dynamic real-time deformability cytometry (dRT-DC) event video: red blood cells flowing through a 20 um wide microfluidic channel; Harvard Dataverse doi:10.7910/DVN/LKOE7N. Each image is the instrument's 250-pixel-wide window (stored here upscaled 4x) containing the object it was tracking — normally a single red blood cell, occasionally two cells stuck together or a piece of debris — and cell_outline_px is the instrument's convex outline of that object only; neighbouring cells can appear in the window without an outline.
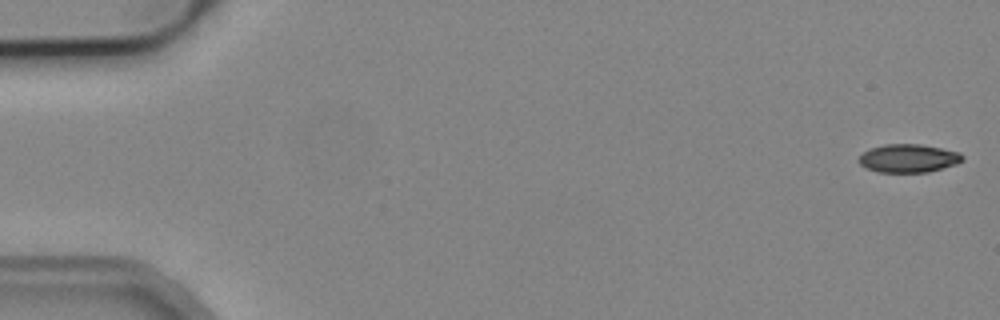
{"species": "common noctule bat (a hibernating species)", "species_latin": "Nyctalus noctula", "temperature_condition": "cold", "stored_images_in_passage": 6, "camera_frame_rate_fps": 3000, "um_per_image_px": 0.085, "animal": {"sex": "male", "body_mass_g": 19.2, "forearm_length_mm": 51.8}, "frame": {"image": 1, "passage_image": 1, "time_ms": 0.0, "image_size_px": [1000, 320], "cell_outline_px": [[964, 160], [956, 164], [928, 172], [876, 172], [864, 168], [856, 160], [868, 148], [884, 144], [920, 144], [960, 152], [964, 156]], "centroid_in_image_um": [77.18, 13.45], "position_along_channel_um": 7.8, "area_um2": 17.28}}
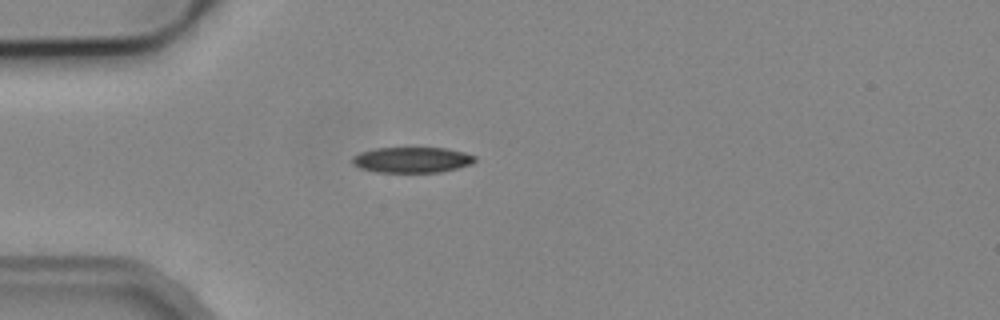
{"frame": {"image": 2, "passage_image": 5, "time_ms": 4.667, "image_size_px": [1000, 320], "cell_outline_px": [[476, 160], [472, 164], [440, 172], [376, 172], [360, 168], [352, 164], [352, 156], [360, 152], [376, 148], [448, 148], [464, 152], [476, 156]], "centroid_in_image_um": [35.01, 13.58], "position_along_channel_um": 50.0, "area_um2": 18.38}}